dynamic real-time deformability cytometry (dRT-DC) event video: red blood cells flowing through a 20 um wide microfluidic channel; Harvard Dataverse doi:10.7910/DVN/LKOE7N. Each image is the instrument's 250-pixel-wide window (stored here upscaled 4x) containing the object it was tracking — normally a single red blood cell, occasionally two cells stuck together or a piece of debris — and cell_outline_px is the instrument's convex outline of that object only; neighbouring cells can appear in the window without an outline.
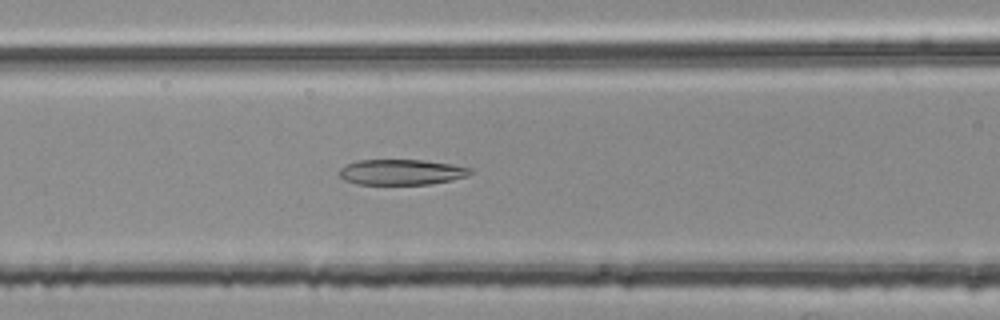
{"species": "common noctule bat (a hibernating species)", "species_latin": "Nyctalus noctula", "temperature_condition": "room temperature", "stored_images_in_passage": 39, "camera_frame_rate_fps": 3000, "um_per_image_px": 0.085, "animal": {"sex": "female", "body_mass_g": 25.1}, "frame": {"image": 1, "passage_image": 8, "time_ms": 2.333, "image_size_px": [1000, 320], "cell_outline_px": [[472, 172], [468, 176], [452, 180], [432, 184], [356, 184], [344, 180], [340, 176], [340, 168], [356, 160], [420, 160], [452, 164], [472, 168]], "centroid_in_image_um": [34.14, 14.63], "position_along_channel_um": 132.5, "area_um2": 19.48}}
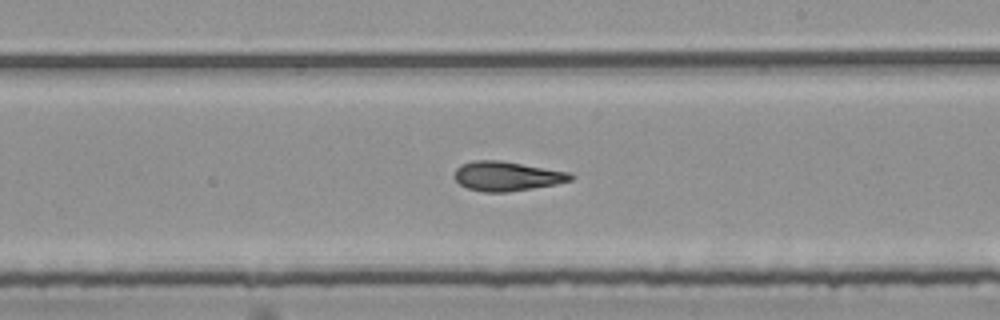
{"frame": {"image": 2, "passage_image": 17, "time_ms": 5.333, "image_size_px": [1000, 320], "cell_outline_px": [[576, 176], [572, 180], [556, 184], [508, 192], [484, 192], [468, 188], [460, 184], [456, 180], [456, 168], [460, 164], [472, 160], [500, 160], [572, 172]], "centroid_in_image_um": [43.13, 14.96], "position_along_channel_um": 245.9, "area_um2": 20.06}}
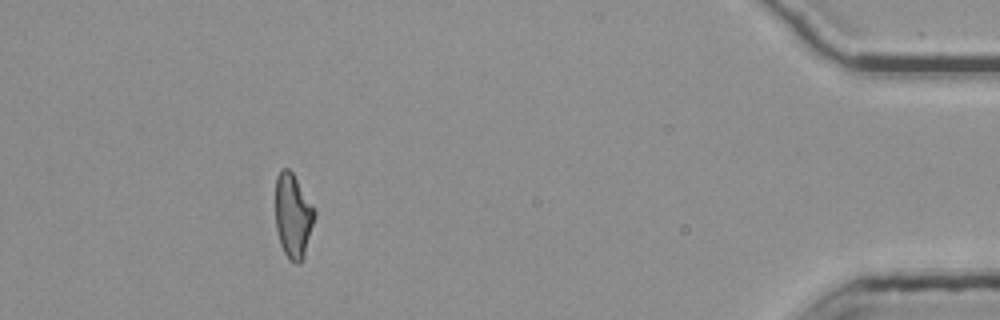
{"frame": {"image": 3, "passage_image": 35, "time_ms": 11.333, "image_size_px": [1000, 320], "cell_outline_px": [[316, 216], [304, 256], [300, 264], [296, 264], [288, 260], [280, 244], [276, 228], [276, 176], [280, 168], [288, 168], [292, 172], [316, 212]], "centroid_in_image_um": [24.9, 18.37], "position_along_channel_um": 410.3, "area_um2": 19.25}, "authors_computed_cell_mechanics": {"area_um2": 19.8832, "velocity_mm_per_s": 3.7914, "shape_relaxation_time_tau1_ms": null, "shape_relaxation_time_tau2_ms": 3.6778, "deformation_change_tau1": null, "deformation_change_tau2": 0.1291}}